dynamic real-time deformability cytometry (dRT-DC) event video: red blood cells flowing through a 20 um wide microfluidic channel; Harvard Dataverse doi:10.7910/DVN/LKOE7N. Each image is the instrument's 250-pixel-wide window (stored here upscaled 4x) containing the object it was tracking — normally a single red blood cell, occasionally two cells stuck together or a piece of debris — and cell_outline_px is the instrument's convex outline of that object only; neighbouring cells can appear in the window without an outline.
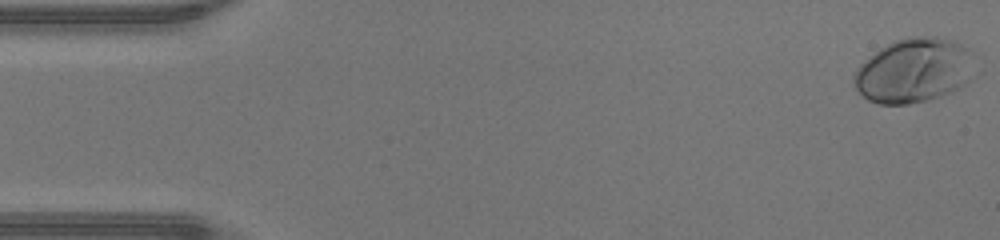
{"species": "human", "species_latin": "Homo sapiens", "temperature_condition": "warm", "stored_images_in_passage": 47, "camera_frame_rate_fps": 3000, "um_per_image_px": 0.085, "donor": {"sex": "male"}, "frame": {"image": 1, "passage_image": 1, "time_ms": 0.0, "image_size_px": [1000, 240], "cell_outline_px": [[984, 72], [952, 92], [928, 100], [908, 104], [880, 104], [868, 100], [856, 88], [852, 80], [852, 76], [856, 68], [864, 60], [880, 48], [896, 40], [912, 36], [936, 36], [956, 40], [968, 48], [972, 52]], "centroid_in_image_um": [77.82, 5.98], "position_along_channel_um": 7.2, "area_um2": 46.93}}
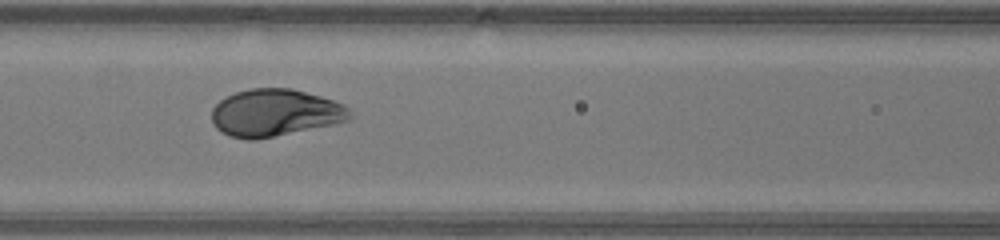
{"frame": {"image": 2, "passage_image": 20, "time_ms": 6.333, "image_size_px": [1000, 240], "cell_outline_px": [[352, 120], [336, 124], [252, 140], [248, 140], [232, 136], [216, 128], [212, 124], [212, 108], [220, 100], [236, 92], [252, 88], [292, 88], [320, 96], [344, 104], [348, 108], [352, 116]], "centroid_in_image_um": [23.41, 9.58], "position_along_channel_um": 143.2, "area_um2": 37.92}}
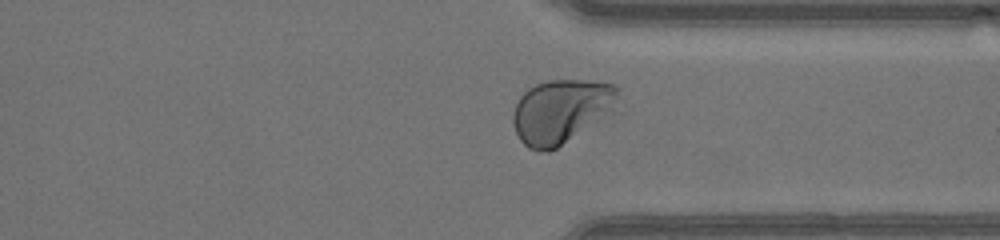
{"frame": {"image": 3, "passage_image": 35, "time_ms": 11.333, "image_size_px": [1000, 240], "cell_outline_px": [[620, 96], [616, 112], [556, 148], [548, 152], [540, 152], [528, 148], [520, 140], [516, 132], [512, 120], [512, 116], [516, 104], [520, 96], [528, 88], [536, 84], [548, 80], [584, 80], [616, 84]], "centroid_in_image_um": [47.75, 9.45], "position_along_channel_um": 363.6, "area_um2": 39.88}, "authors_computed_cell_mechanics": {"area_um2": 40.0554, "velocity_mm_per_s": 4.4217, "shape_relaxation_time_tau1_ms": 1.9145, "shape_relaxation_time_tau2_ms": null, "deformation_change_tau1": 0.1535, "deformation_change_tau2": null}}